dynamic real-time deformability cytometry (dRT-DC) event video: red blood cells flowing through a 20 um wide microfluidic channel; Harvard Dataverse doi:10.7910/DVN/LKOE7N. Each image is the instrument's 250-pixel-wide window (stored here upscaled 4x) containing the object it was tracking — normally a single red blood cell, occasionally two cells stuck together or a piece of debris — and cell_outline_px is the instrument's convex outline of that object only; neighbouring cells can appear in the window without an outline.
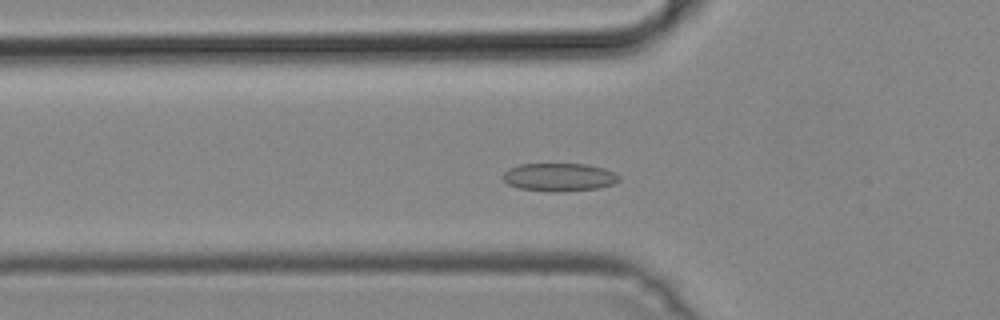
{"species": "common noctule bat (a hibernating species)", "species_latin": "Nyctalus noctula", "temperature_condition": "cold", "stored_images_in_passage": 48, "camera_frame_rate_fps": 3000, "um_per_image_px": 0.085, "animal": {"sex": "male", "body_mass_g": 19.2, "forearm_length_mm": 51.8}, "frame": {"image": 1, "passage_image": 15, "time_ms": 4.667, "image_size_px": [1000, 320], "cell_outline_px": [[620, 180], [612, 184], [596, 188], [552, 192], [548, 192], [520, 188], [508, 184], [504, 180], [504, 172], [508, 168], [520, 164], [588, 164], [604, 168], [620, 176]], "centroid_in_image_um": [47.52, 15.05], "position_along_channel_um": 78.3, "area_um2": 18.84}}
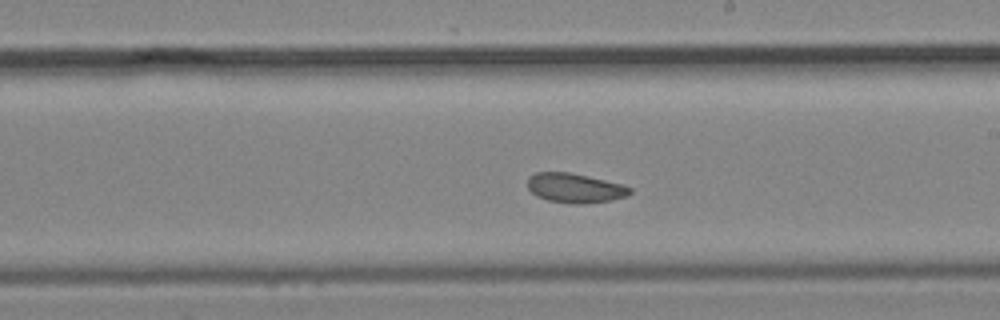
{"frame": {"image": 2, "passage_image": 27, "time_ms": 8.667, "image_size_px": [1000, 320], "cell_outline_px": [[632, 192], [628, 196], [608, 200], [584, 204], [572, 204], [548, 200], [536, 196], [528, 188], [528, 176], [536, 172], [572, 172], [624, 184], [632, 188]], "centroid_in_image_um": [48.89, 15.97], "position_along_channel_um": 240.1, "area_um2": 17.8}}
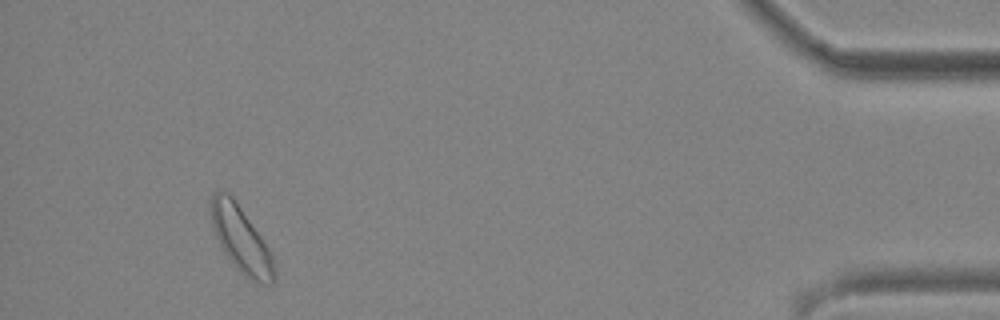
{"frame": {"image": 3, "passage_image": 45, "time_ms": 14.667, "image_size_px": [1000, 320], "cell_outline_px": [[272, 284], [264, 284], [248, 280], [232, 264], [224, 252], [216, 236], [208, 212], [208, 208], [212, 196], [216, 192], [224, 192], [232, 196], [260, 236], [268, 248], [272, 256]], "centroid_in_image_um": [20.42, 20.34], "position_along_channel_um": 414.8, "area_um2": 23.7}}